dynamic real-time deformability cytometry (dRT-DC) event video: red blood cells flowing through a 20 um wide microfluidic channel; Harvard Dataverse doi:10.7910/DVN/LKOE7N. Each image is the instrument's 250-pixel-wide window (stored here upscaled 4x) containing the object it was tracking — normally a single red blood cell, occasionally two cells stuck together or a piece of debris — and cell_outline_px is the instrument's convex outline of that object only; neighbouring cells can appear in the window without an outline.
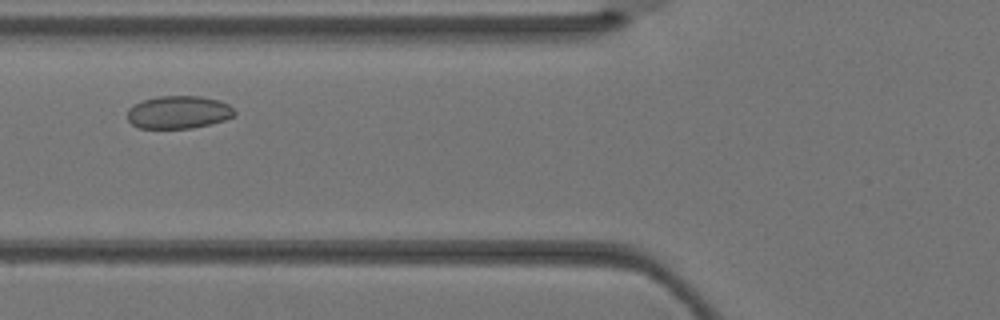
{"species": "Egyptian fruit bat (a non-hibernating species)", "species_latin": "Rousettus aegyptiacus", "temperature_condition": "warm", "stored_images_in_passage": 2, "camera_frame_rate_fps": 3000, "um_per_image_px": 0.085, "animal": {"sex": "female"}, "frame": {"image": 1, "passage_image": 2, "time_ms": 0.333, "image_size_px": [1000, 320], "cell_outline_px": [[236, 112], [232, 116], [224, 120], [192, 128], [140, 128], [132, 124], [128, 120], [128, 108], [132, 104], [156, 96], [200, 96], [220, 100], [228, 104]], "centroid_in_image_um": [15.15, 9.53], "position_along_channel_um": 110.6, "area_um2": 20.46}}